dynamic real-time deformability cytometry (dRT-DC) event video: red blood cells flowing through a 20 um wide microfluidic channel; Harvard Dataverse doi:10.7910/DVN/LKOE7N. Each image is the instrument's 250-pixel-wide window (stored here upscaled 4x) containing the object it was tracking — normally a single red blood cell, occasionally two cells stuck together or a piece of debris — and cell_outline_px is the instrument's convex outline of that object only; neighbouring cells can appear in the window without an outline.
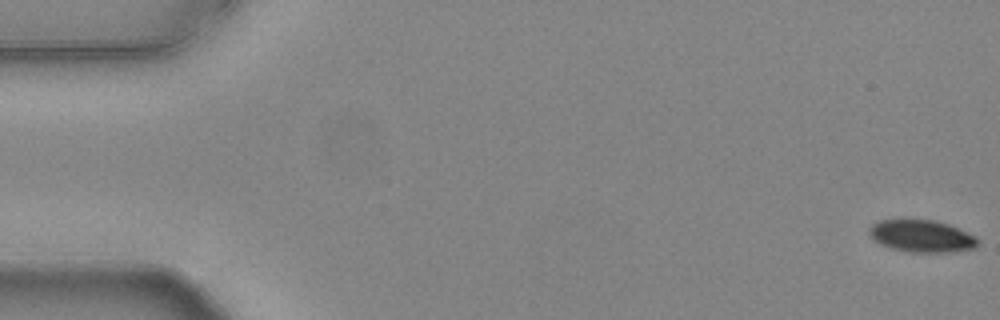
{"species": "common noctule bat (a hibernating species)", "species_latin": "Nyctalus noctula", "temperature_condition": "warm", "stored_images_in_passage": 56, "segment_of_instrument_passage": [1, 2], "camera_frame_rate_fps": 3000, "um_per_image_px": 0.085, "animal": {"sex": "female", "body_mass_g": 24.6, "forearm_length_mm": 56.2}, "frame": {"image": 1, "passage_image": 1, "time_ms": 0.0, "image_size_px": [1000, 320], "cell_outline_px": [[980, 244], [976, 248], [948, 252], [912, 252], [892, 248], [880, 244], [872, 240], [868, 232], [868, 228], [872, 224], [880, 220], [900, 216], [936, 220], [948, 224], [976, 236], [980, 240]], "centroid_in_image_um": [78.3, 20.01], "position_along_channel_um": 6.7, "area_um2": 21.27}}
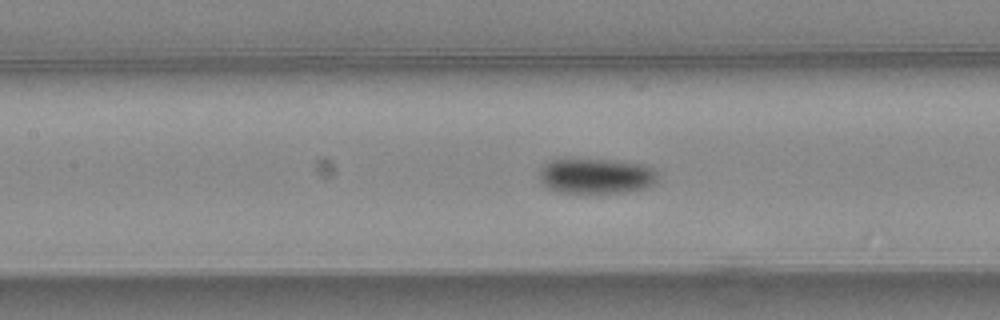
{"frame": {"image": 2, "passage_image": 25, "time_ms": 8.0, "image_size_px": [1000, 320], "cell_outline_px": [[660, 180], [644, 188], [624, 192], [600, 196], [560, 192], [548, 188], [540, 180], [540, 164], [548, 160], [560, 156], [564, 156], [616, 160], [648, 164], [656, 168], [660, 172]], "centroid_in_image_um": [50.67, 14.93], "position_along_channel_um": 156.7, "area_um2": 26.65}}
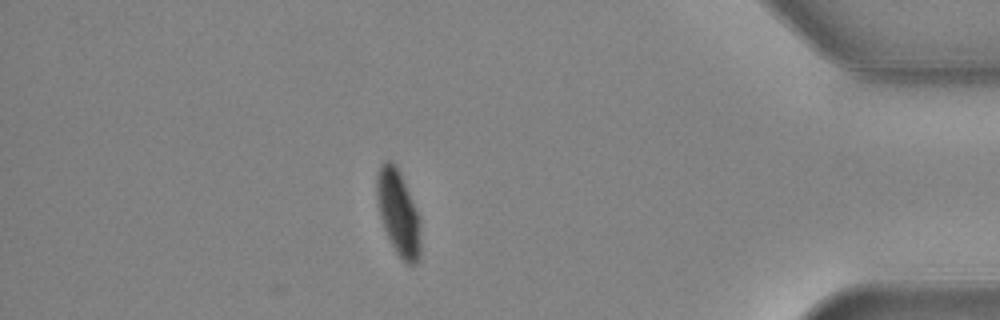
{"frame": {"image": 3, "passage_image": 48, "time_ms": 15.667, "image_size_px": [1000, 320], "cell_outline_px": [[420, 256], [416, 264], [408, 264], [396, 252], [384, 228], [380, 216], [376, 196], [376, 176], [380, 164], [384, 160], [392, 160], [396, 164], [400, 172], [420, 220]], "centroid_in_image_um": [33.84, 18.04], "position_along_channel_um": 401.4, "area_um2": 21.62}}